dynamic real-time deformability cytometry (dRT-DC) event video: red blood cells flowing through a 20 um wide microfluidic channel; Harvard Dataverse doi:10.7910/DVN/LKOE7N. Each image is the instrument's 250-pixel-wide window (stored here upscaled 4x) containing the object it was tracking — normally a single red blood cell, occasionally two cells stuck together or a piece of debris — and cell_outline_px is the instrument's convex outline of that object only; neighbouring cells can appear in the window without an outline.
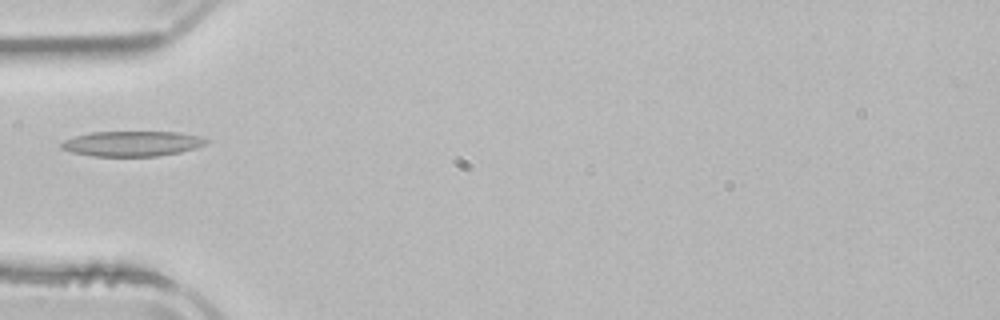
{"species": "common noctule bat (a hibernating species)", "species_latin": "Nyctalus noctula", "temperature_condition": "room temperature", "stored_images_in_passage": 2, "camera_frame_rate_fps": 3000, "um_per_image_px": 0.085, "animal": {"sex": "male", "body_mass_g": 21.5, "forearm_length_mm": 52.0}, "frame": {"image": 1, "passage_image": 2, "time_ms": 1.667, "image_size_px": [1000, 320], "cell_outline_px": [[208, 144], [196, 148], [180, 152], [160, 156], [92, 156], [72, 152], [60, 148], [60, 144], [64, 140], [76, 136], [92, 132], [180, 132], [200, 136], [208, 140]], "centroid_in_image_um": [11.26, 12.21], "position_along_channel_um": 73.7, "area_um2": 21.33}}